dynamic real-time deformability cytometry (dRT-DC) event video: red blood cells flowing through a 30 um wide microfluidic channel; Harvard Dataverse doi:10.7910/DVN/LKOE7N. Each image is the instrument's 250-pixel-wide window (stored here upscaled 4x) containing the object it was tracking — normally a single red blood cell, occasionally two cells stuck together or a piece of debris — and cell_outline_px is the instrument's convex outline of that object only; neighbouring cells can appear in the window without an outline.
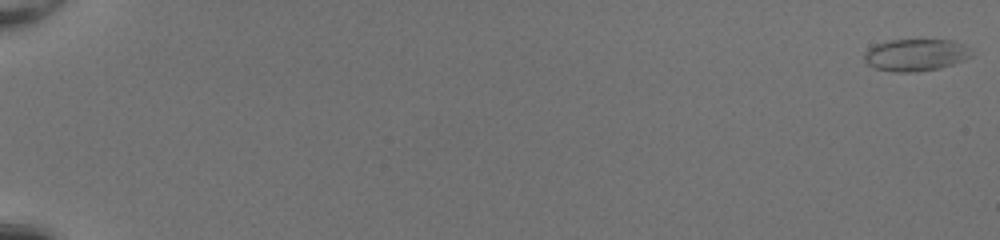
{"species": "common noctule bat (a hibernating species)", "species_latin": "Nyctalus noctula", "temperature_condition": "room temperature", "stored_images_in_passage": 54, "camera_frame_rate_fps": 3000, "um_per_image_px": 0.085, "animal": {"sex": "female", "body_mass_g": 20.0, "forearm_length_mm": 54.0}, "frame": {"image": 1, "passage_image": 1, "time_ms": 0.0, "image_size_px": [1000, 240], "cell_outline_px": [[972, 56], [964, 60], [940, 68], [916, 72], [892, 72], [872, 68], [864, 60], [864, 52], [868, 48], [876, 44], [888, 40], [952, 40], [964, 44]], "centroid_in_image_um": [77.78, 4.68], "position_along_channel_um": 7.2, "area_um2": 20.11}}
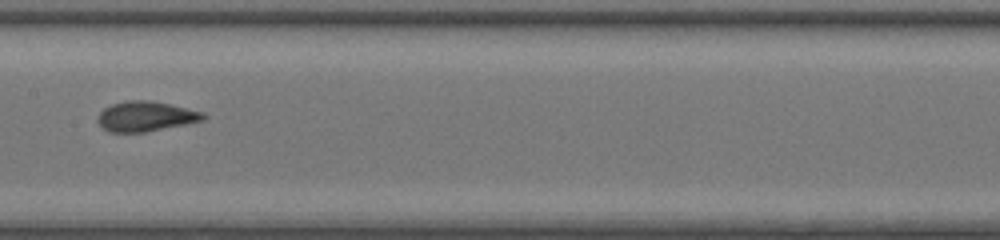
{"frame": {"image": 2, "passage_image": 31, "time_ms": 10.0, "image_size_px": [1000, 240], "cell_outline_px": [[208, 116], [204, 120], [144, 132], [108, 132], [96, 120], [100, 112], [104, 108], [112, 104], [124, 100], [148, 100], [168, 104], [204, 112]], "centroid_in_image_um": [12.37, 9.88], "position_along_channel_um": 195.0, "area_um2": 18.32}}
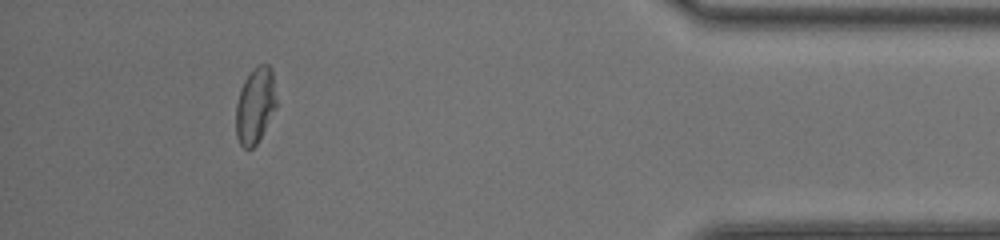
{"frame": {"image": 3, "passage_image": 50, "time_ms": 16.333, "image_size_px": [1000, 240], "cell_outline_px": [[276, 108], [256, 144], [252, 148], [244, 148], [240, 144], [236, 136], [236, 104], [240, 88], [244, 80], [252, 68], [260, 64], [268, 64], [272, 68], [276, 100]], "centroid_in_image_um": [21.68, 8.93], "position_along_channel_um": 413.5, "area_um2": 17.92}, "authors_computed_cell_mechanics": {"area_um2": 18.6405, "velocity_mm_per_s": 4.1322, "shape_relaxation_time_tau1_ms": null, "shape_relaxation_time_tau2_ms": 0.6928, "deformation_change_tau1": null, "deformation_change_tau2": 0.0541}}